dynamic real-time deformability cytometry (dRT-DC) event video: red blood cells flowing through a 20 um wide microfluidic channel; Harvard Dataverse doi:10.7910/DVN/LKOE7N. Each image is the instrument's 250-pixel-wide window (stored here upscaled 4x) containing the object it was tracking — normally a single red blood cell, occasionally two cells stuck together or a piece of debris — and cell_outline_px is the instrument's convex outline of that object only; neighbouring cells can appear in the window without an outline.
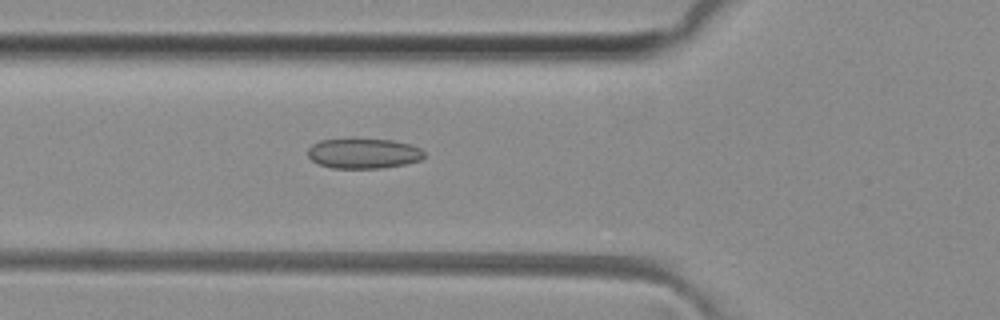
{"species": "common noctule bat (a hibernating species)", "species_latin": "Nyctalus noctula", "temperature_condition": "room temperature", "stored_images_in_passage": 32, "camera_frame_rate_fps": 3000, "um_per_image_px": 0.085, "animal": {"sex": "female", "body_mass_g": 29.2, "forearm_length_mm": 56.3}, "frame": {"image": 1, "passage_image": 3, "time_ms": 0.667, "image_size_px": [1000, 320], "cell_outline_px": [[424, 156], [420, 160], [404, 164], [380, 168], [332, 168], [320, 164], [312, 160], [308, 156], [308, 148], [312, 144], [320, 140], [352, 136], [392, 140], [412, 144], [420, 148], [424, 152]], "centroid_in_image_um": [30.87, 12.99], "position_along_channel_um": 94.9, "area_um2": 21.15}}
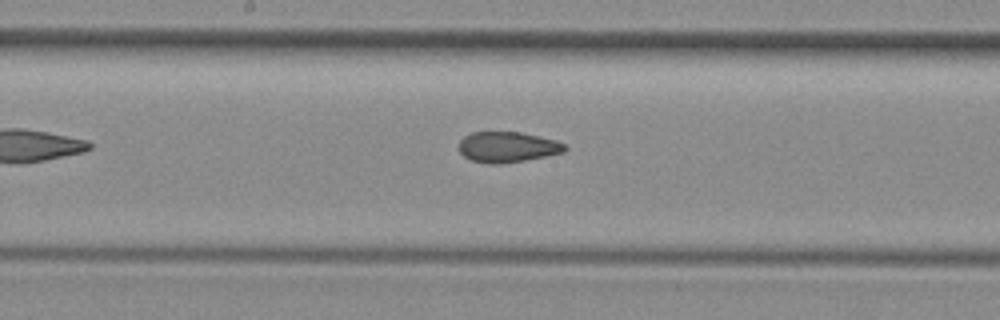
{"frame": {"image": 2, "passage_image": 11, "time_ms": 3.333, "image_size_px": [1000, 320], "cell_outline_px": [[568, 148], [564, 152], [524, 160], [500, 164], [488, 164], [472, 160], [464, 156], [456, 148], [460, 140], [464, 136], [472, 132], [520, 132], [556, 140], [564, 144]], "centroid_in_image_um": [43.09, 12.49], "position_along_channel_um": 205.1, "area_um2": 18.9}}
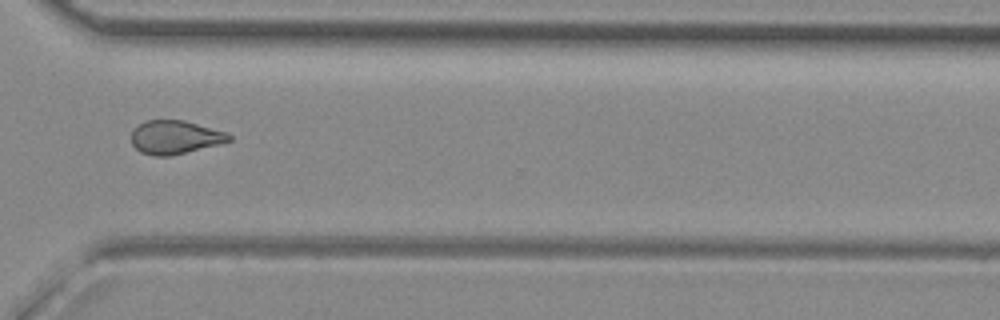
{"frame": {"image": 3, "passage_image": 22, "time_ms": 7.0, "image_size_px": [1000, 320], "cell_outline_px": [[232, 140], [220, 144], [168, 156], [152, 156], [140, 152], [132, 144], [132, 132], [140, 124], [148, 120], [184, 120], [228, 132], [232, 136]], "centroid_in_image_um": [14.91, 11.66], "position_along_channel_um": 355.7, "area_um2": 19.02}, "authors_computed_cell_mechanics": {"area_um2": 19.2474, "velocity_mm_per_s": 4.1187, "shape_relaxation_time_tau1_ms": null, "shape_relaxation_time_tau2_ms": 1.8782, "deformation_change_tau1": null, "deformation_change_tau2": 0.0907}}